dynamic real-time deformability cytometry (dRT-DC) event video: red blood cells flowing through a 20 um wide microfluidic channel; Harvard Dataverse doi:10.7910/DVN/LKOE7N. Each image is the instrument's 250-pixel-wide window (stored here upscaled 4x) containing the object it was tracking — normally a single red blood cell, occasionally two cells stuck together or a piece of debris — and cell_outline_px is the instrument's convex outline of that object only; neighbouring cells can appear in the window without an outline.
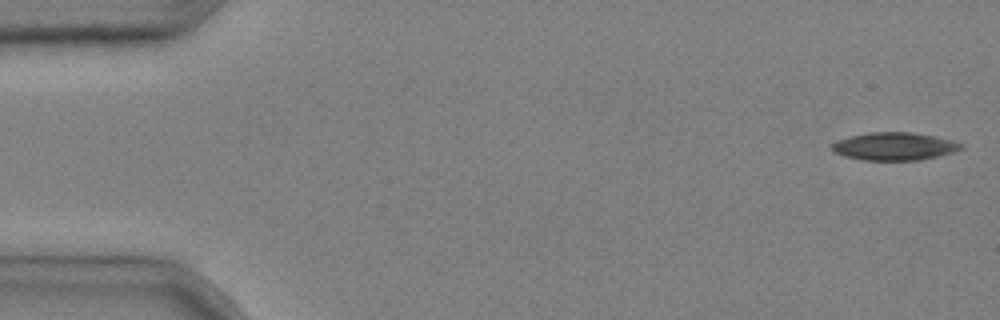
{"species": "common noctule bat (a hibernating species)", "species_latin": "Nyctalus noctula", "temperature_condition": "cold", "stored_images_in_passage": 5, "camera_frame_rate_fps": 3000, "um_per_image_px": 0.085, "animal": {"sex": "male", "body_mass_g": 20.4}, "frame": {"image": 1, "passage_image": 1, "time_ms": 0.0, "image_size_px": [1000, 320], "cell_outline_px": [[964, 148], [956, 152], [916, 160], [864, 160], [844, 156], [832, 152], [832, 144], [836, 140], [868, 132], [912, 132], [932, 136], [964, 144]], "centroid_in_image_um": [76.0, 12.44], "position_along_channel_um": 9.0, "area_um2": 20.81}}
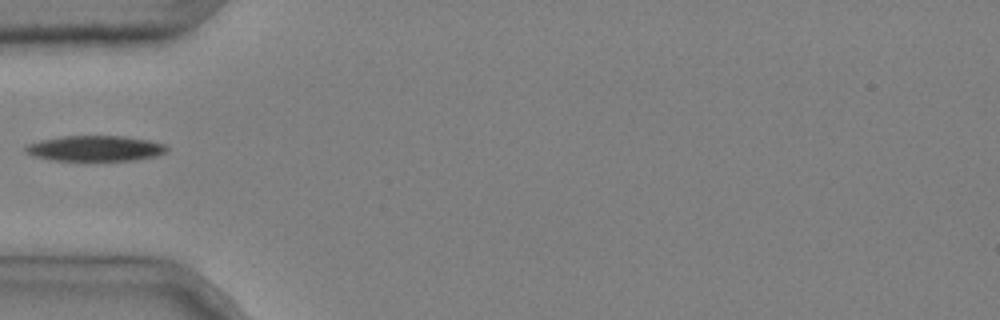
{"frame": {"image": 2, "passage_image": 5, "time_ms": 1.333, "image_size_px": [1000, 320], "cell_outline_px": [[168, 152], [156, 156], [136, 160], [52, 160], [36, 156], [24, 152], [24, 148], [28, 144], [40, 140], [64, 136], [124, 136], [148, 140], [164, 144], [168, 148]], "centroid_in_image_um": [8.12, 12.61], "position_along_channel_um": 76.9, "area_um2": 20.92}}